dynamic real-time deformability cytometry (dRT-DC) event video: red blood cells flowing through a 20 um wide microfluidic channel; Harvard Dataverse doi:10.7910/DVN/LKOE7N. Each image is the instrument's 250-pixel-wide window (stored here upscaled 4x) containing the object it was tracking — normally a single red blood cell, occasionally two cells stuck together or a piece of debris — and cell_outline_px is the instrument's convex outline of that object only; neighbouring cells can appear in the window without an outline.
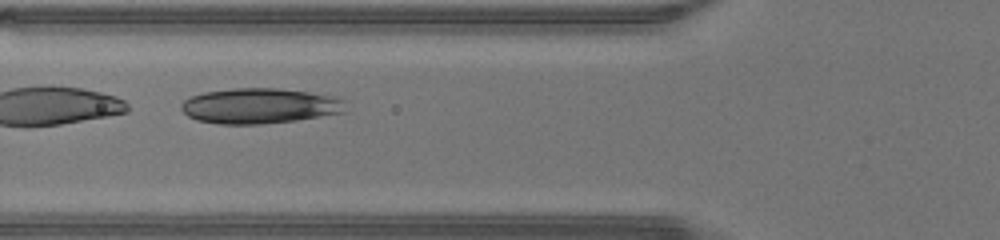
{"species": "human", "species_latin": "Homo sapiens", "temperature_condition": "warm", "stored_images_in_passage": 26, "segment_of_instrument_passage": [2, 2], "camera_frame_rate_fps": 3000, "um_per_image_px": 0.085, "donor": {"sex": "male"}, "frame": {"image": 1, "passage_image": 10, "time_ms": 3.0, "image_size_px": [1000, 240], "cell_outline_px": [[344, 112], [296, 120], [260, 124], [220, 124], [196, 120], [188, 116], [180, 108], [180, 104], [188, 96], [204, 92], [232, 88], [276, 88], [308, 92], [336, 96], [344, 100]], "centroid_in_image_um": [22.02, 8.99], "position_along_channel_um": 103.8, "area_um2": 33.93}}
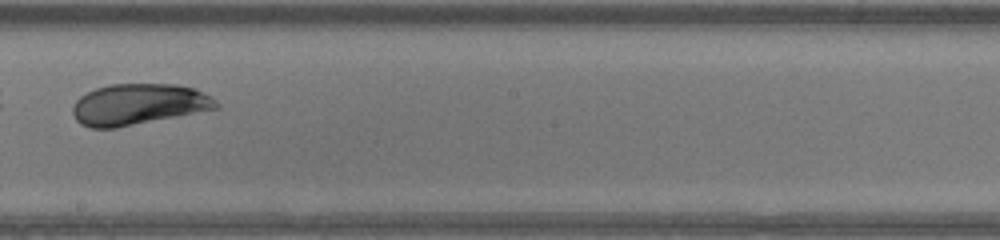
{"frame": {"image": 2, "passage_image": 19, "time_ms": 6.0, "image_size_px": [1000, 240], "cell_outline_px": [[220, 108], [116, 128], [92, 128], [80, 124], [76, 120], [72, 112], [72, 108], [76, 100], [80, 96], [96, 88], [112, 84], [176, 84], [196, 88], [216, 100], [220, 104]], "centroid_in_image_um": [11.79, 8.87], "position_along_channel_um": 236.4, "area_um2": 34.45}}
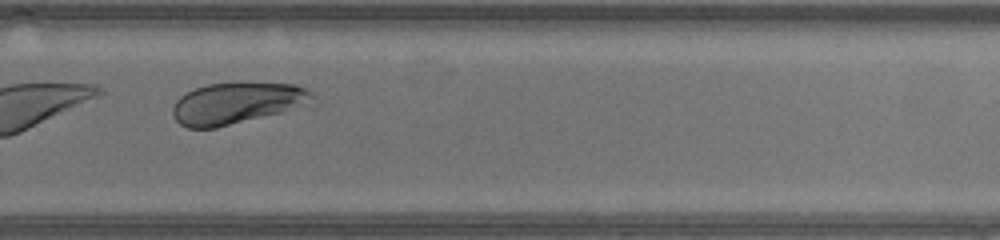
{"frame": {"image": 3, "passage_image": 24, "time_ms": 7.667, "image_size_px": [1000, 240], "cell_outline_px": [[316, 104], [216, 128], [188, 128], [180, 124], [172, 116], [172, 108], [176, 100], [180, 96], [196, 88], [208, 84], [296, 84], [304, 88], [316, 96]], "centroid_in_image_um": [20.18, 8.8], "position_along_channel_um": 309.6, "area_um2": 33.64}}